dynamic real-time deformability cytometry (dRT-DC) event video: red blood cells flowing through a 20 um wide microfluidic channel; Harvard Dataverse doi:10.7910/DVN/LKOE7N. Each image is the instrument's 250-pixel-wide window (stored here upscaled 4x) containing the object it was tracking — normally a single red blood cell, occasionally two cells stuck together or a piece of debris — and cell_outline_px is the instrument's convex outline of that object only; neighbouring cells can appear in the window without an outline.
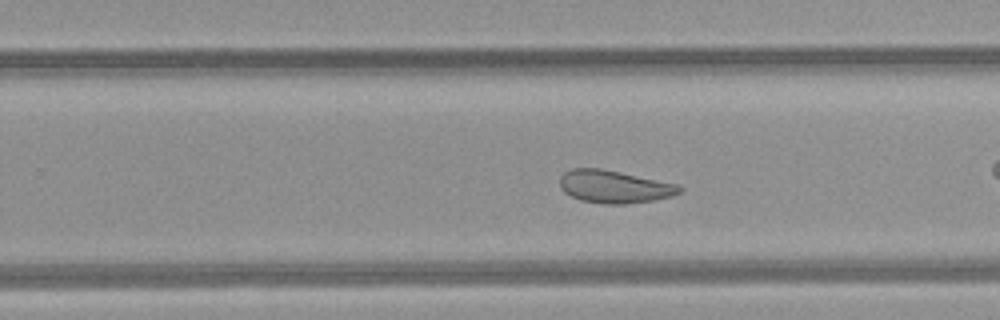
{"species": "common noctule bat (a hibernating species)", "species_latin": "Nyctalus noctula", "temperature_condition": "room temperature", "stored_images_in_passage": 36, "camera_frame_rate_fps": 3000, "um_per_image_px": 0.085, "animal": {"sex": "female", "body_mass_g": 21.9}, "frame": {"image": 1, "passage_image": 21, "time_ms": 6.667, "image_size_px": [1000, 320], "cell_outline_px": [[684, 188], [680, 192], [672, 196], [652, 200], [624, 204], [604, 204], [580, 200], [564, 192], [560, 188], [560, 176], [564, 172], [572, 168], [600, 168], [680, 184]], "centroid_in_image_um": [52.22, 15.86], "position_along_channel_um": 277.6, "area_um2": 22.89}, "authors_computed_cell_mechanics": {"area_um2": 24.3338, "velocity_mm_per_s": 4.2275, "shape_relaxation_time_tau1_ms": null, "shape_relaxation_time_tau2_ms": 1.7149, "deformation_change_tau1": null, "deformation_change_tau2": 0.0781}}